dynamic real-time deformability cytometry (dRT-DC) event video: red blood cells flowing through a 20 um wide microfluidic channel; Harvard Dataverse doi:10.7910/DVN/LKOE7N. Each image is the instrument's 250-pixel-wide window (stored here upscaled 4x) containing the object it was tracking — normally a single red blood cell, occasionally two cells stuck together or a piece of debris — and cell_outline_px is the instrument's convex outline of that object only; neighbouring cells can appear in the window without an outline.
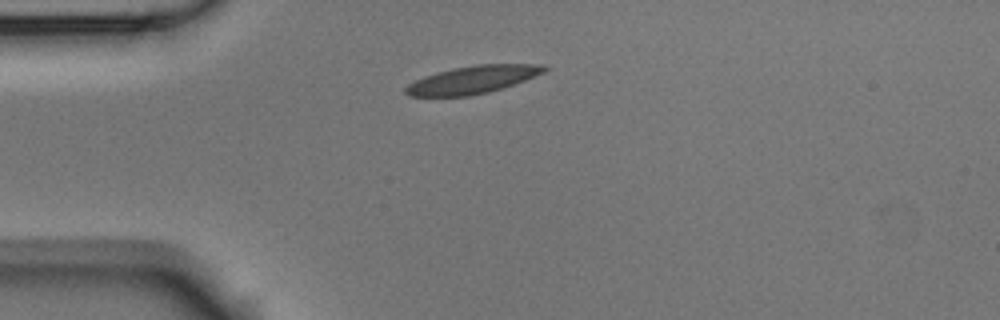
{"species": "Egyptian fruit bat (a non-hibernating species)", "species_latin": "Rousettus aegyptiacus", "temperature_condition": "room temperature", "stored_images_in_passage": 10, "camera_frame_rate_fps": 3000, "um_per_image_px": 0.085, "animal": {"sex": "male"}, "frame": {"image": 1, "passage_image": 1, "time_ms": 0.0, "image_size_px": [1000, 320], "cell_outline_px": [[548, 68], [544, 72], [504, 88], [488, 92], [468, 96], [408, 96], [404, 92], [404, 88], [408, 84], [424, 76], [436, 72], [452, 68], [476, 64], [544, 64]], "centroid_in_image_um": [40.15, 6.77], "position_along_channel_um": 44.8, "area_um2": 22.43}}
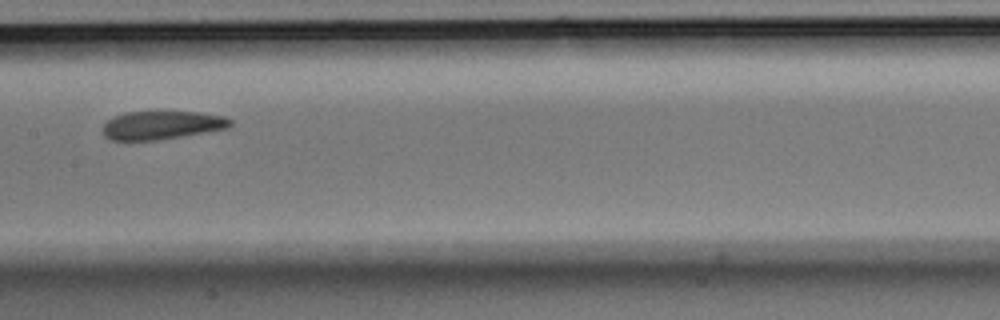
{"frame": {"image": 2, "passage_image": 5, "time_ms": 4.667, "image_size_px": [1000, 320], "cell_outline_px": [[232, 124], [228, 128], [156, 140], [108, 140], [104, 136], [104, 124], [112, 116], [124, 112], [200, 112], [224, 116], [232, 120]], "centroid_in_image_um": [13.74, 10.63], "position_along_channel_um": 193.7, "area_um2": 20.98}}
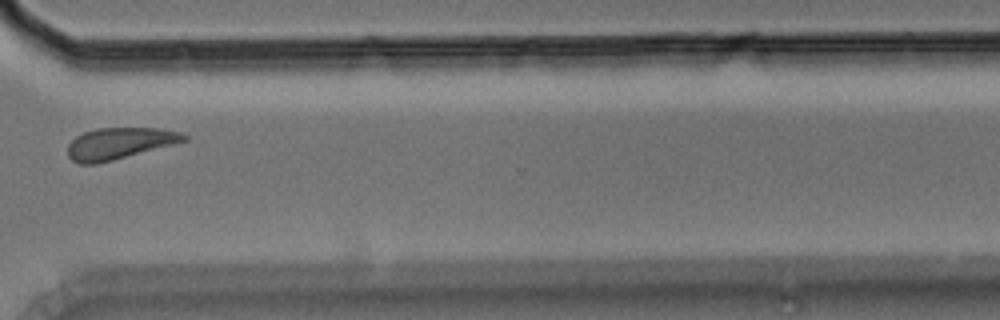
{"frame": {"image": 3, "passage_image": 9, "time_ms": 9.333, "image_size_px": [1000, 320], "cell_outline_px": [[188, 140], [112, 160], [96, 164], [80, 164], [72, 160], [68, 156], [68, 144], [76, 136], [84, 132], [96, 128], [160, 128], [180, 132], [188, 136]], "centroid_in_image_um": [10.13, 12.18], "position_along_channel_um": 360.5, "area_um2": 21.15}, "authors_computed_cell_mechanics": {"area_um2": 22.0796, "velocity_mm_per_s": 3.5824, "shape_relaxation_time_tau1_ms": 4.6819, "shape_relaxation_time_tau2_ms": 2.7491, "deformation_change_tau1": 0.1121, "deformation_change_tau2": 0.0774}}